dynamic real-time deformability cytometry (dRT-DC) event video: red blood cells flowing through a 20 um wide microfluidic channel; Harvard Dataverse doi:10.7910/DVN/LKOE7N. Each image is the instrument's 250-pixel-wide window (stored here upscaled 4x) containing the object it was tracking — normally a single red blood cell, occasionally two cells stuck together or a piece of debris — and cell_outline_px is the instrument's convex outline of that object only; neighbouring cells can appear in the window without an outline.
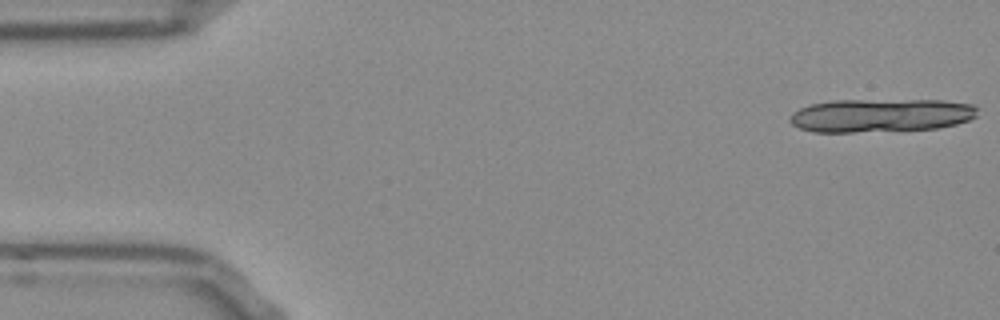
{"species": "Egyptian fruit bat (a non-hibernating species)", "species_latin": "Rousettus aegyptiacus", "temperature_condition": "room temperature", "stored_images_in_passage": 16, "camera_frame_rate_fps": 3000, "um_per_image_px": 0.085, "frame": {"image": 1, "passage_image": 1, "time_ms": 0.0, "image_size_px": [1000, 320], "cell_outline_px": [[976, 116], [968, 120], [956, 124], [940, 128], [852, 132], [816, 132], [800, 128], [792, 124], [788, 120], [800, 108], [808, 104], [832, 100], [940, 100], [972, 104], [976, 108]], "centroid_in_image_um": [74.86, 9.8], "position_along_channel_um": 10.1, "area_um2": 36.41}}